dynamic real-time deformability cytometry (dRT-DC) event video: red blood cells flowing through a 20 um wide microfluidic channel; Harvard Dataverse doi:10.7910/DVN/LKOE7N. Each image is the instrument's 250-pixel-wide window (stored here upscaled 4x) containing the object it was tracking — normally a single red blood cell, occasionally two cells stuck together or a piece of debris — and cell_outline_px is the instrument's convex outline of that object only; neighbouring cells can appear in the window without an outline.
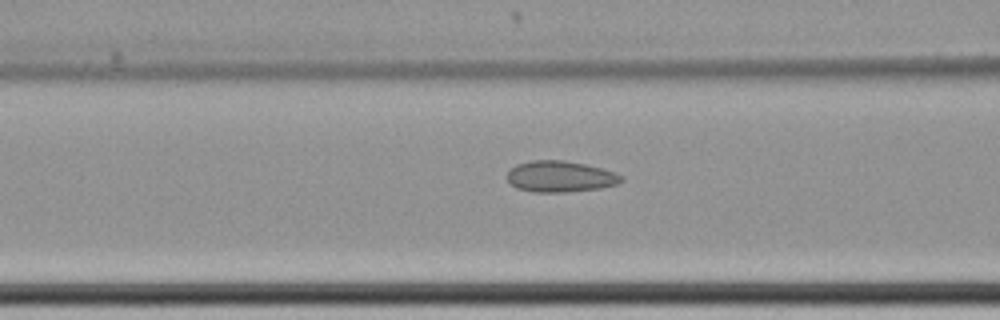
{"species": "common noctule bat (a hibernating species)", "species_latin": "Nyctalus noctula", "temperature_condition": "cold", "stored_images_in_passage": 49, "camera_frame_rate_fps": 3000, "um_per_image_px": 0.085, "animal": {"sex": "female", "body_mass_g": 22.7, "forearm_length_mm": 54.2}, "frame": {"image": 1, "passage_image": 21, "time_ms": 6.667, "image_size_px": [1000, 320], "cell_outline_px": [[624, 180], [616, 184], [600, 188], [568, 192], [532, 192], [516, 188], [508, 180], [508, 172], [516, 164], [532, 160], [564, 160], [584, 164], [600, 168], [624, 176]], "centroid_in_image_um": [47.61, 15.01], "position_along_channel_um": 119.0, "area_um2": 20.63}}
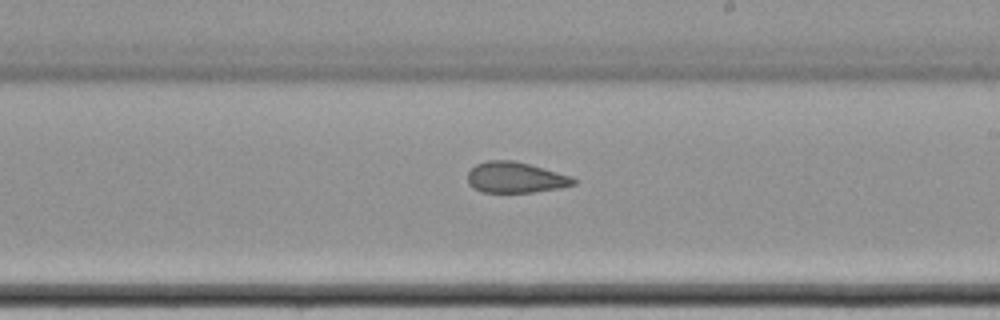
{"frame": {"image": 2, "passage_image": 32, "time_ms": 10.333, "image_size_px": [1000, 320], "cell_outline_px": [[576, 184], [560, 188], [532, 192], [484, 192], [472, 188], [468, 184], [468, 172], [476, 164], [488, 160], [512, 160], [528, 164], [572, 176], [576, 180]], "centroid_in_image_um": [43.8, 15.09], "position_along_channel_um": 245.2, "area_um2": 18.96}}
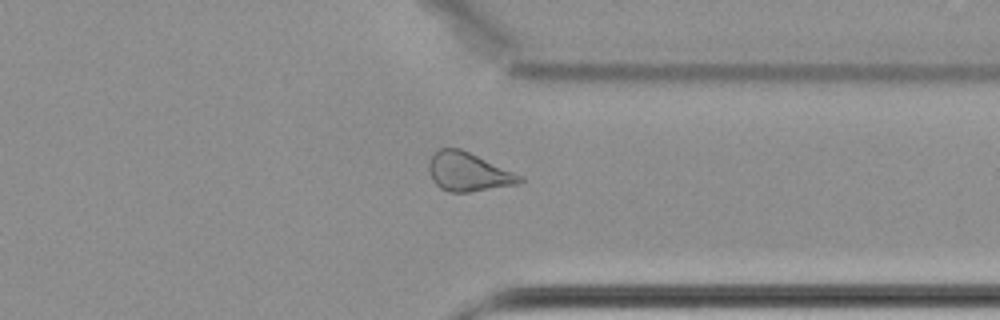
{"frame": {"image": 3, "passage_image": 43, "time_ms": 14.0, "image_size_px": [1000, 320], "cell_outline_px": [[524, 180], [516, 184], [468, 192], [452, 192], [440, 188], [432, 180], [428, 168], [428, 164], [432, 156], [440, 148], [460, 148], [524, 176]], "centroid_in_image_um": [39.8, 14.6], "position_along_channel_um": 371.6, "area_um2": 20.35}}